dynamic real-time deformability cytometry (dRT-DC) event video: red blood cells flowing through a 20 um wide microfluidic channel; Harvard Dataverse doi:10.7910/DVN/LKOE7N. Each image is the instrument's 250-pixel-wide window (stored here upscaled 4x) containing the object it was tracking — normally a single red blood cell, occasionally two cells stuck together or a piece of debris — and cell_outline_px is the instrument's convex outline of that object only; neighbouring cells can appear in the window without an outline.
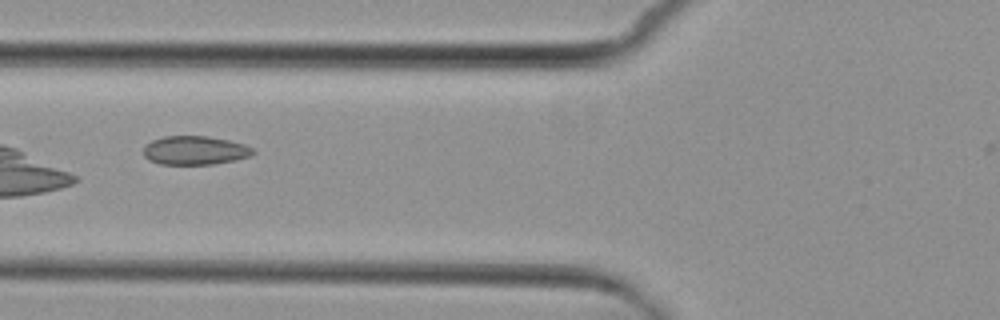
{"species": "common noctule bat (a hibernating species)", "species_latin": "Nyctalus noctula", "temperature_condition": "cold", "stored_images_in_passage": 8, "camera_frame_rate_fps": 3000, "um_per_image_px": 0.085, "animal": {"sex": "female", "body_mass_g": 29.2, "forearm_length_mm": 56.3}, "frame": {"image": 1, "passage_image": 5, "time_ms": 5.667, "image_size_px": [1000, 320], "cell_outline_px": [[256, 152], [252, 156], [236, 160], [212, 164], [160, 164], [148, 160], [144, 156], [144, 144], [152, 140], [164, 136], [208, 136], [228, 140], [244, 144], [252, 148]], "centroid_in_image_um": [16.57, 12.78], "position_along_channel_um": 109.2, "area_um2": 18.5}}
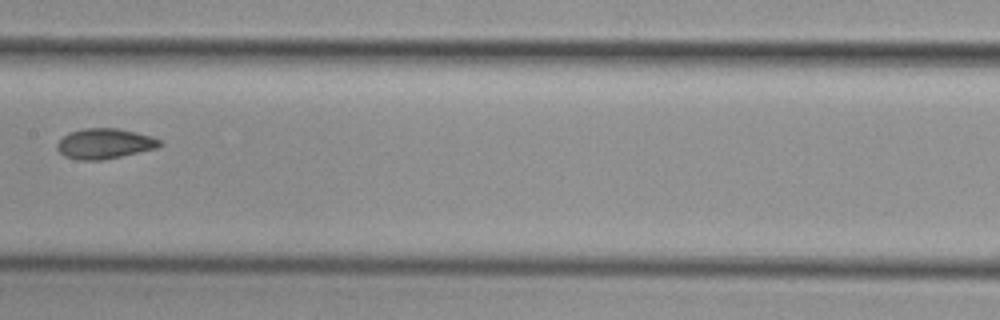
{"frame": {"image": 2, "passage_image": 7, "time_ms": 8.0, "image_size_px": [1000, 320], "cell_outline_px": [[164, 144], [156, 148], [120, 156], [100, 160], [76, 160], [64, 156], [56, 148], [56, 144], [68, 132], [84, 128], [120, 128], [152, 136], [160, 140]], "centroid_in_image_um": [8.88, 12.2], "position_along_channel_um": 198.5, "area_um2": 18.15}}
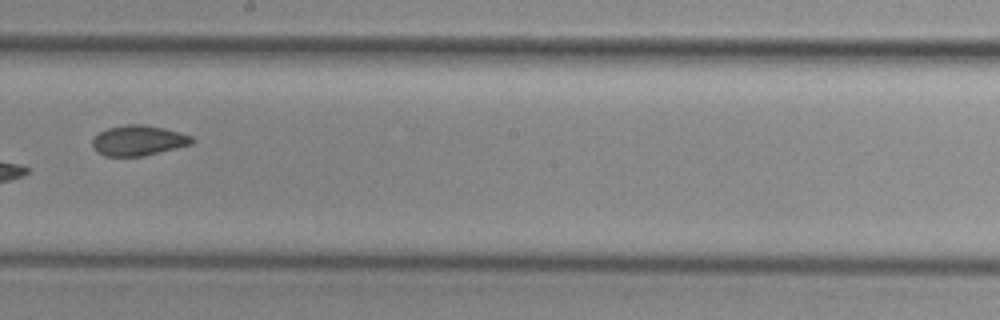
{"frame": {"image": 3, "passage_image": 8, "time_ms": 9.0, "image_size_px": [1000, 320], "cell_outline_px": [[196, 140], [192, 144], [144, 156], [104, 156], [96, 152], [92, 148], [92, 140], [100, 132], [108, 128], [124, 124], [144, 124], [164, 128], [192, 136]], "centroid_in_image_um": [11.75, 11.94], "position_along_channel_um": 236.4, "area_um2": 17.69}}